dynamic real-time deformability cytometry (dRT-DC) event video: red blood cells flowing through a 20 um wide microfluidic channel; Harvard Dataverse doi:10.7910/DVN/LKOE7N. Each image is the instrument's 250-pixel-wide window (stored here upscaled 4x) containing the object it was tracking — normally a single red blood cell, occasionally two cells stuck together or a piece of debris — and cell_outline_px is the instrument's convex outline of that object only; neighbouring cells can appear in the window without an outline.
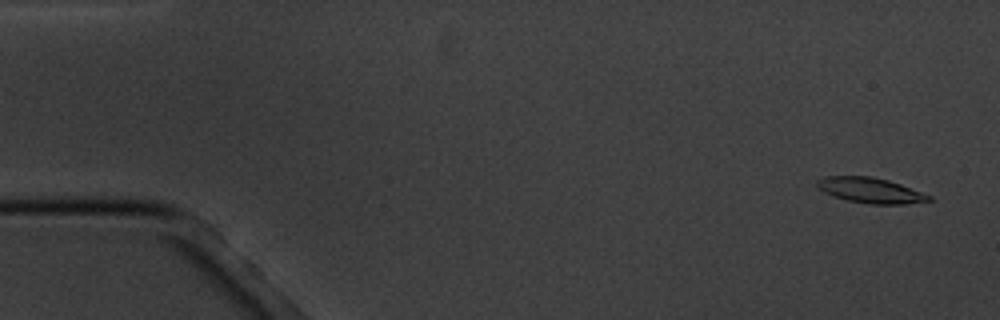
{"species": "common noctule bat (a hibernating species)", "species_latin": "Nyctalus noctula", "temperature_condition": "cold", "stored_images_in_passage": 5, "camera_frame_rate_fps": 3000, "um_per_image_px": 0.085, "animal": {"sex": "male", "body_mass_g": 20.1, "forearm_length_mm": 53.5}, "frame": {"image": 1, "passage_image": 1, "time_ms": 0.0, "image_size_px": [1000, 320], "cell_outline_px": [[932, 200], [904, 204], [868, 204], [848, 200], [832, 196], [816, 188], [816, 180], [824, 176], [872, 176], [888, 180], [900, 184], [932, 196]], "centroid_in_image_um": [73.94, 16.17], "position_along_channel_um": 11.1, "area_um2": 16.59}}
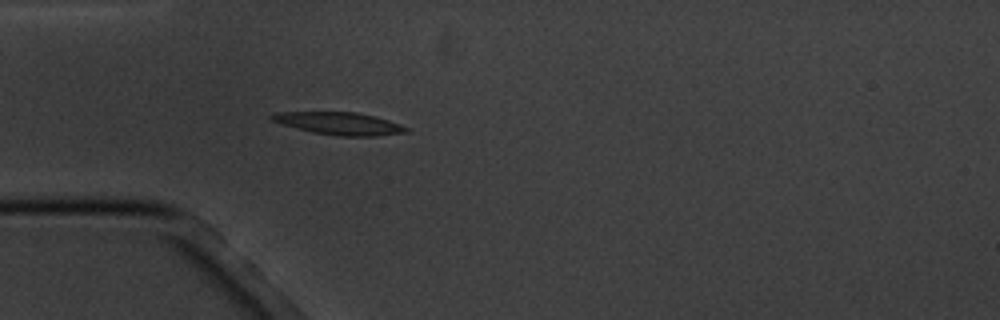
{"frame": {"image": 2, "passage_image": 5, "time_ms": 4.667, "image_size_px": [1000, 320], "cell_outline_px": [[408, 132], [376, 136], [340, 136], [312, 132], [296, 128], [268, 120], [268, 116], [276, 112], [356, 112], [376, 116], [400, 124], [408, 128]], "centroid_in_image_um": [28.81, 10.49], "position_along_channel_um": 56.2, "area_um2": 17.69}}